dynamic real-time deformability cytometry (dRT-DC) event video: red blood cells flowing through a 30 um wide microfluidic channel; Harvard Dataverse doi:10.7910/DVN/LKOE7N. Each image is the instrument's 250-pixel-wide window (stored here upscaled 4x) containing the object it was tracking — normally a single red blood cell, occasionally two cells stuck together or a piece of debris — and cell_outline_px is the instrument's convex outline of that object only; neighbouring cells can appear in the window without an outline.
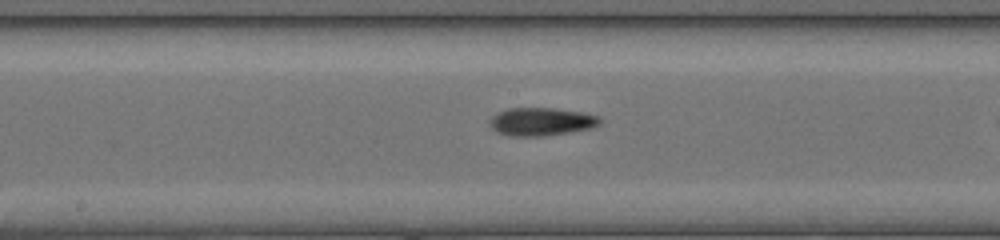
{"species": "common noctule bat (a hibernating species)", "species_latin": "Nyctalus noctula", "temperature_condition": "cold", "stored_images_in_passage": 32, "camera_frame_rate_fps": 3000, "um_per_image_px": 0.085, "animal": {"sex": "female", "body_mass_g": 17.0, "forearm_length_mm": 48.0}, "frame": {"image": 1, "passage_image": 19, "time_ms": 6.0, "image_size_px": [1000, 240], "cell_outline_px": [[600, 124], [592, 128], [544, 136], [508, 136], [496, 132], [488, 124], [488, 120], [492, 116], [508, 108], [552, 108], [584, 112], [600, 116]], "centroid_in_image_um": [45.99, 10.34], "position_along_channel_um": 202.2, "area_um2": 18.15}}
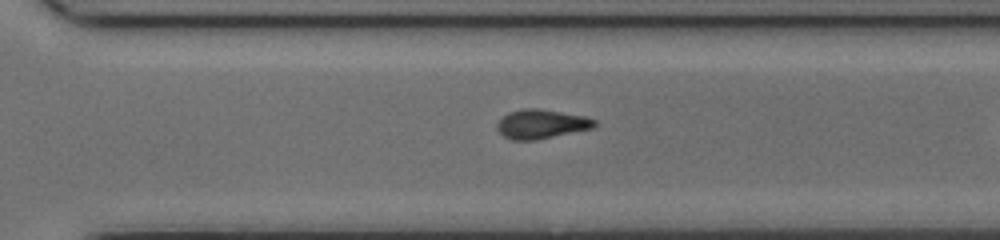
{"frame": {"image": 2, "passage_image": 28, "time_ms": 9.0, "image_size_px": [1000, 240], "cell_outline_px": [[596, 124], [592, 128], [536, 140], [512, 140], [504, 136], [496, 128], [496, 124], [508, 112], [520, 108], [536, 108], [584, 116], [596, 120]], "centroid_in_image_um": [45.98, 10.54], "position_along_channel_um": 324.6, "area_um2": 16.42}}